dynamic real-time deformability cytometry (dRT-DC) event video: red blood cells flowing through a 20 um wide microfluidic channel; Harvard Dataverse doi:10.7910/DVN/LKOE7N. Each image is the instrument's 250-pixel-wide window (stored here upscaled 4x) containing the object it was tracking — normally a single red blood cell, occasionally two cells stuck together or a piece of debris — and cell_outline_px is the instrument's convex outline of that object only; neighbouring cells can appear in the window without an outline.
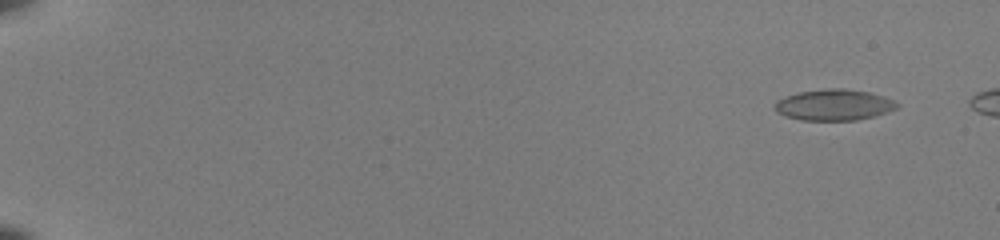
{"species": "common noctule bat (a hibernating species)", "species_latin": "Nyctalus noctula", "temperature_condition": "room temperature", "stored_images_in_passage": 51, "camera_frame_rate_fps": 3000, "um_per_image_px": 0.085, "animal": {"sex": "female", "body_mass_g": 22.0, "forearm_length_mm": 56.7}, "frame": {"image": 1, "passage_image": 3, "time_ms": 0.667, "image_size_px": [1000, 240], "cell_outline_px": [[900, 104], [896, 108], [872, 116], [856, 120], [800, 120], [784, 116], [776, 112], [776, 100], [800, 92], [828, 88], [844, 88], [868, 92], [884, 96]], "centroid_in_image_um": [70.87, 8.91], "position_along_channel_um": 14.1, "area_um2": 21.85}}
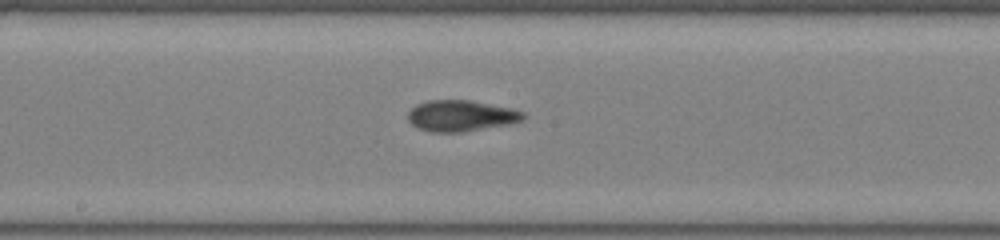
{"frame": {"image": 2, "passage_image": 31, "time_ms": 10.0, "image_size_px": [1000, 240], "cell_outline_px": [[528, 116], [524, 120], [508, 124], [464, 132], [432, 132], [416, 128], [408, 120], [408, 112], [416, 104], [428, 100], [472, 100], [512, 108], [524, 112]], "centroid_in_image_um": [39.21, 9.84], "position_along_channel_um": 209.0, "area_um2": 21.15}}
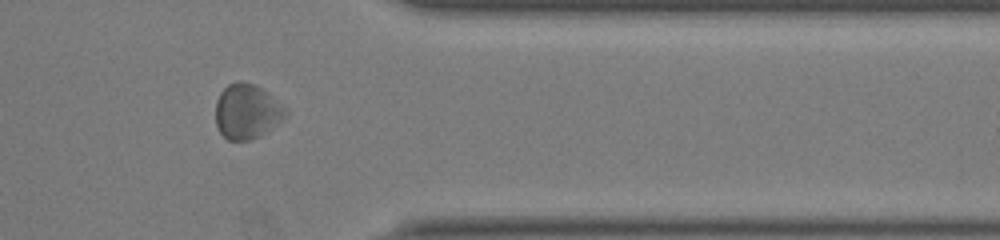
{"frame": {"image": 3, "passage_image": 45, "time_ms": 14.667, "image_size_px": [1000, 240], "cell_outline_px": [[288, 112], [284, 120], [260, 136], [248, 140], [228, 140], [220, 132], [216, 124], [216, 100], [220, 92], [228, 84], [236, 80], [240, 80], [256, 84], [268, 92]], "centroid_in_image_um": [20.98, 9.45], "position_along_channel_um": 390.4, "area_um2": 22.54}}